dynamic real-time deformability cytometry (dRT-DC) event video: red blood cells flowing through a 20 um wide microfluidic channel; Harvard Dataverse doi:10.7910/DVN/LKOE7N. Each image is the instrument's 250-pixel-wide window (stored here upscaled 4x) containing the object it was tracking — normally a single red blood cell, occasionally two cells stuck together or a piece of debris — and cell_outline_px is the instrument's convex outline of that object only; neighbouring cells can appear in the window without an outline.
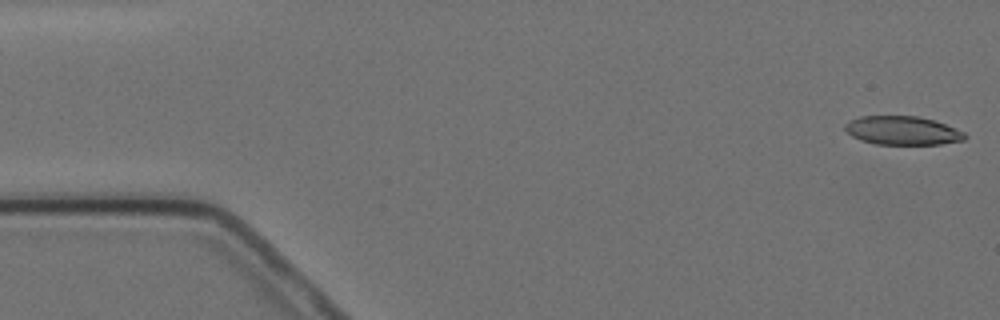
{"species": "Egyptian fruit bat (a non-hibernating species)", "species_latin": "Rousettus aegyptiacus", "temperature_condition": "cold", "stored_images_in_passage": 5, "camera_frame_rate_fps": 3000, "um_per_image_px": 0.085, "animal": {"sex": "female"}, "frame": {"image": 1, "passage_image": 1, "time_ms": 0.0, "image_size_px": [1000, 320], "cell_outline_px": [[968, 136], [964, 140], [940, 144], [876, 144], [860, 140], [852, 136], [844, 128], [844, 124], [860, 116], [916, 116], [932, 120], [944, 124], [964, 132]], "centroid_in_image_um": [76.7, 11.1], "position_along_channel_um": 8.3, "area_um2": 19.83}}
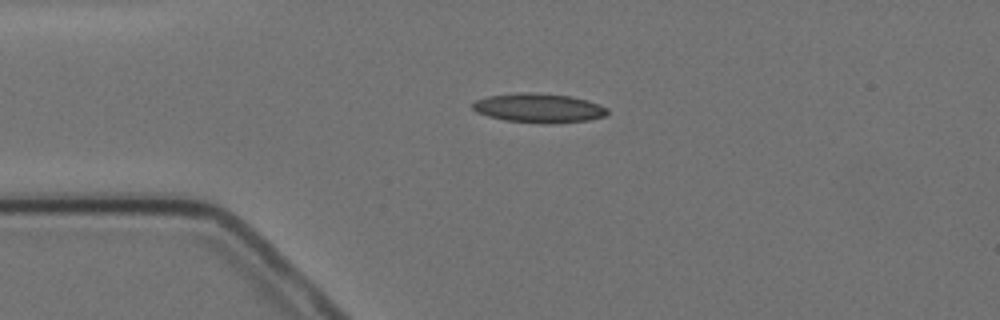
{"frame": {"image": 2, "passage_image": 4, "time_ms": 3.667, "image_size_px": [1000, 320], "cell_outline_px": [[608, 112], [604, 116], [588, 120], [556, 124], [548, 124], [504, 120], [488, 116], [476, 112], [472, 108], [472, 104], [476, 100], [488, 96], [520, 92], [536, 92], [568, 96], [588, 100], [608, 108]], "centroid_in_image_um": [45.79, 9.18], "position_along_channel_um": 39.2, "area_um2": 23.06}}